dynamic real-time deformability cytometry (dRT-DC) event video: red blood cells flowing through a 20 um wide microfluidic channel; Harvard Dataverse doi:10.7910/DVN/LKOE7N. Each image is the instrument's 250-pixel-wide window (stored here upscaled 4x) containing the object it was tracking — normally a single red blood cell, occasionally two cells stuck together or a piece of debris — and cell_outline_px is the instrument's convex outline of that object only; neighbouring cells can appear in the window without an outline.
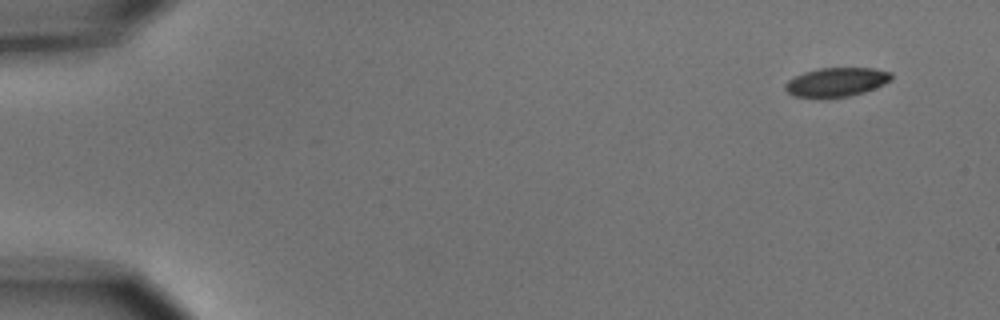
{"species": "common noctule bat (a hibernating species)", "species_latin": "Nyctalus noctula", "temperature_condition": "cold", "stored_images_in_passage": 6, "camera_frame_rate_fps": 3000, "um_per_image_px": 0.085, "animal": {"sex": "male", "body_mass_g": 15.6}, "frame": {"image": 1, "passage_image": 1, "time_ms": 0.0, "image_size_px": [1000, 320], "cell_outline_px": [[892, 80], [876, 88], [864, 92], [848, 96], [820, 100], [792, 96], [784, 88], [784, 84], [788, 80], [804, 72], [820, 68], [872, 68], [892, 72]], "centroid_in_image_um": [71.07, 7.01], "position_along_channel_um": 13.9, "area_um2": 18.44}}
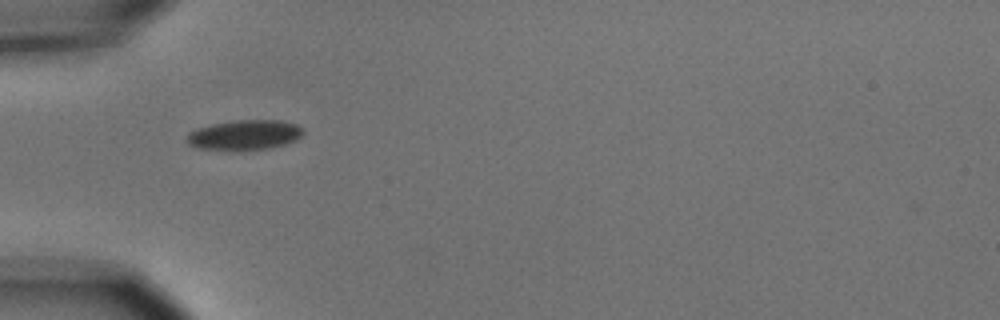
{"frame": {"image": 2, "passage_image": 5, "time_ms": 4.667, "image_size_px": [1000, 320], "cell_outline_px": [[304, 132], [296, 140], [284, 144], [268, 148], [196, 148], [188, 144], [188, 132], [196, 128], [212, 124], [236, 120], [280, 120], [296, 124]], "centroid_in_image_um": [20.79, 11.43], "position_along_channel_um": 64.2, "area_um2": 19.59}}
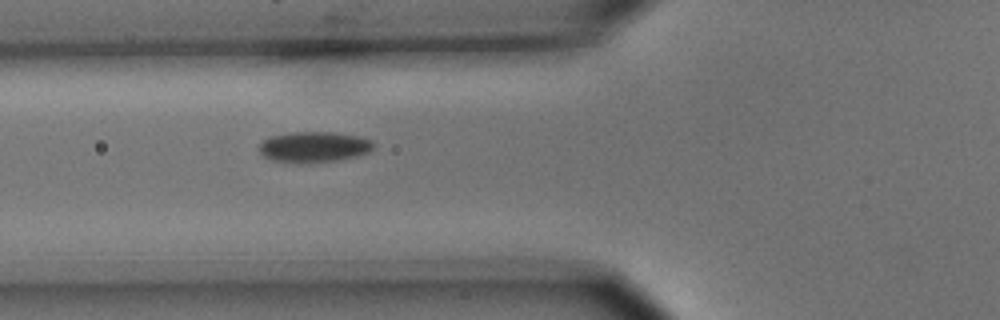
{"frame": {"image": 3, "passage_image": 6, "time_ms": 5.667, "image_size_px": [1000, 320], "cell_outline_px": [[376, 144], [368, 152], [360, 156], [340, 160], [304, 164], [272, 160], [264, 156], [260, 152], [260, 144], [268, 136], [292, 132], [332, 132], [360, 136], [372, 140]], "centroid_in_image_um": [26.72, 12.5], "position_along_channel_um": 99.1, "area_um2": 20.81}}